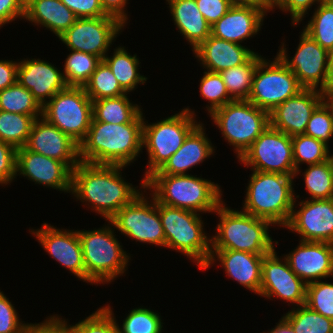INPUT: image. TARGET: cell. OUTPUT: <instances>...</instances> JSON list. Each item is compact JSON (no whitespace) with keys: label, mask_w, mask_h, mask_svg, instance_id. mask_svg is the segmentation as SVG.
Here are the masks:
<instances>
[{"label":"cell","mask_w":333,"mask_h":333,"mask_svg":"<svg viewBox=\"0 0 333 333\" xmlns=\"http://www.w3.org/2000/svg\"><path fill=\"white\" fill-rule=\"evenodd\" d=\"M123 168L125 166L80 162L72 170L70 193L77 201L85 202L84 205H88L92 211L109 221L143 192L125 181L121 172Z\"/></svg>","instance_id":"obj_1"},{"label":"cell","mask_w":333,"mask_h":333,"mask_svg":"<svg viewBox=\"0 0 333 333\" xmlns=\"http://www.w3.org/2000/svg\"><path fill=\"white\" fill-rule=\"evenodd\" d=\"M144 116L131 123L92 121L86 138L79 144L80 162L96 165L129 166L142 152Z\"/></svg>","instance_id":"obj_2"},{"label":"cell","mask_w":333,"mask_h":333,"mask_svg":"<svg viewBox=\"0 0 333 333\" xmlns=\"http://www.w3.org/2000/svg\"><path fill=\"white\" fill-rule=\"evenodd\" d=\"M197 175L152 174L145 180V190L161 204L196 213L215 212L224 202L220 185Z\"/></svg>","instance_id":"obj_3"},{"label":"cell","mask_w":333,"mask_h":333,"mask_svg":"<svg viewBox=\"0 0 333 333\" xmlns=\"http://www.w3.org/2000/svg\"><path fill=\"white\" fill-rule=\"evenodd\" d=\"M295 176L252 170L241 211L285 227L294 207ZM296 195V197H295Z\"/></svg>","instance_id":"obj_4"},{"label":"cell","mask_w":333,"mask_h":333,"mask_svg":"<svg viewBox=\"0 0 333 333\" xmlns=\"http://www.w3.org/2000/svg\"><path fill=\"white\" fill-rule=\"evenodd\" d=\"M219 218L211 249H228L266 255L278 245L269 234L270 221L228 208L223 202L214 212Z\"/></svg>","instance_id":"obj_5"},{"label":"cell","mask_w":333,"mask_h":333,"mask_svg":"<svg viewBox=\"0 0 333 333\" xmlns=\"http://www.w3.org/2000/svg\"><path fill=\"white\" fill-rule=\"evenodd\" d=\"M108 223L98 229L77 230L83 251L85 282L90 285L109 284L123 276L131 260V255L120 245L113 224Z\"/></svg>","instance_id":"obj_6"},{"label":"cell","mask_w":333,"mask_h":333,"mask_svg":"<svg viewBox=\"0 0 333 333\" xmlns=\"http://www.w3.org/2000/svg\"><path fill=\"white\" fill-rule=\"evenodd\" d=\"M165 248L184 254L202 270L211 255V239L199 213L158 203Z\"/></svg>","instance_id":"obj_7"},{"label":"cell","mask_w":333,"mask_h":333,"mask_svg":"<svg viewBox=\"0 0 333 333\" xmlns=\"http://www.w3.org/2000/svg\"><path fill=\"white\" fill-rule=\"evenodd\" d=\"M189 107L181 109L157 123L143 122L142 148H146L148 165L141 180L140 189H145V180L157 172L182 146L188 134L200 123L196 113Z\"/></svg>","instance_id":"obj_8"},{"label":"cell","mask_w":333,"mask_h":333,"mask_svg":"<svg viewBox=\"0 0 333 333\" xmlns=\"http://www.w3.org/2000/svg\"><path fill=\"white\" fill-rule=\"evenodd\" d=\"M208 115L238 159L270 125L269 112L249 100H233Z\"/></svg>","instance_id":"obj_9"},{"label":"cell","mask_w":333,"mask_h":333,"mask_svg":"<svg viewBox=\"0 0 333 333\" xmlns=\"http://www.w3.org/2000/svg\"><path fill=\"white\" fill-rule=\"evenodd\" d=\"M42 117L80 144L93 119L92 100L83 87L67 86L42 107Z\"/></svg>","instance_id":"obj_10"},{"label":"cell","mask_w":333,"mask_h":333,"mask_svg":"<svg viewBox=\"0 0 333 333\" xmlns=\"http://www.w3.org/2000/svg\"><path fill=\"white\" fill-rule=\"evenodd\" d=\"M303 89L293 72L276 55L273 61L262 58L258 63L247 100L270 112Z\"/></svg>","instance_id":"obj_11"},{"label":"cell","mask_w":333,"mask_h":333,"mask_svg":"<svg viewBox=\"0 0 333 333\" xmlns=\"http://www.w3.org/2000/svg\"><path fill=\"white\" fill-rule=\"evenodd\" d=\"M299 37L300 42L292 59L288 57V50L283 42L277 56L293 72L303 88L328 93L333 88L328 73L329 52L304 31Z\"/></svg>","instance_id":"obj_12"},{"label":"cell","mask_w":333,"mask_h":333,"mask_svg":"<svg viewBox=\"0 0 333 333\" xmlns=\"http://www.w3.org/2000/svg\"><path fill=\"white\" fill-rule=\"evenodd\" d=\"M144 192L120 209L109 221L121 234L139 243L165 247L166 240L158 211V202ZM146 197V198H145Z\"/></svg>","instance_id":"obj_13"},{"label":"cell","mask_w":333,"mask_h":333,"mask_svg":"<svg viewBox=\"0 0 333 333\" xmlns=\"http://www.w3.org/2000/svg\"><path fill=\"white\" fill-rule=\"evenodd\" d=\"M238 161L251 170L294 176L292 137L269 125Z\"/></svg>","instance_id":"obj_14"},{"label":"cell","mask_w":333,"mask_h":333,"mask_svg":"<svg viewBox=\"0 0 333 333\" xmlns=\"http://www.w3.org/2000/svg\"><path fill=\"white\" fill-rule=\"evenodd\" d=\"M124 25L111 15L97 18H77L75 23L59 38L68 50L89 53L102 60L116 41ZM123 29V30H122Z\"/></svg>","instance_id":"obj_15"},{"label":"cell","mask_w":333,"mask_h":333,"mask_svg":"<svg viewBox=\"0 0 333 333\" xmlns=\"http://www.w3.org/2000/svg\"><path fill=\"white\" fill-rule=\"evenodd\" d=\"M306 287L307 284L290 269L285 257L277 256L275 249L264 255L259 296L279 298L298 307L305 305Z\"/></svg>","instance_id":"obj_16"},{"label":"cell","mask_w":333,"mask_h":333,"mask_svg":"<svg viewBox=\"0 0 333 333\" xmlns=\"http://www.w3.org/2000/svg\"><path fill=\"white\" fill-rule=\"evenodd\" d=\"M296 201L295 199L290 219L284 228L300 235L301 241L333 244V198L303 199L298 201V210Z\"/></svg>","instance_id":"obj_17"},{"label":"cell","mask_w":333,"mask_h":333,"mask_svg":"<svg viewBox=\"0 0 333 333\" xmlns=\"http://www.w3.org/2000/svg\"><path fill=\"white\" fill-rule=\"evenodd\" d=\"M29 232L53 260L85 282L83 251L77 230L57 229L44 222L39 229H29Z\"/></svg>","instance_id":"obj_18"},{"label":"cell","mask_w":333,"mask_h":333,"mask_svg":"<svg viewBox=\"0 0 333 333\" xmlns=\"http://www.w3.org/2000/svg\"><path fill=\"white\" fill-rule=\"evenodd\" d=\"M326 99V93L303 89L269 112L270 126L289 136L304 134L314 110Z\"/></svg>","instance_id":"obj_19"},{"label":"cell","mask_w":333,"mask_h":333,"mask_svg":"<svg viewBox=\"0 0 333 333\" xmlns=\"http://www.w3.org/2000/svg\"><path fill=\"white\" fill-rule=\"evenodd\" d=\"M71 174L72 171L63 162L32 152L26 147L17 149L16 176L21 175L35 184L70 193Z\"/></svg>","instance_id":"obj_20"},{"label":"cell","mask_w":333,"mask_h":333,"mask_svg":"<svg viewBox=\"0 0 333 333\" xmlns=\"http://www.w3.org/2000/svg\"><path fill=\"white\" fill-rule=\"evenodd\" d=\"M25 147L63 162L71 171L80 163L79 144L42 116L34 121Z\"/></svg>","instance_id":"obj_21"},{"label":"cell","mask_w":333,"mask_h":333,"mask_svg":"<svg viewBox=\"0 0 333 333\" xmlns=\"http://www.w3.org/2000/svg\"><path fill=\"white\" fill-rule=\"evenodd\" d=\"M290 269L306 284L333 278V244L301 241L296 249L284 255Z\"/></svg>","instance_id":"obj_22"},{"label":"cell","mask_w":333,"mask_h":333,"mask_svg":"<svg viewBox=\"0 0 333 333\" xmlns=\"http://www.w3.org/2000/svg\"><path fill=\"white\" fill-rule=\"evenodd\" d=\"M17 82L29 90L42 107L67 87L62 71L52 63L35 58L19 61Z\"/></svg>","instance_id":"obj_23"},{"label":"cell","mask_w":333,"mask_h":333,"mask_svg":"<svg viewBox=\"0 0 333 333\" xmlns=\"http://www.w3.org/2000/svg\"><path fill=\"white\" fill-rule=\"evenodd\" d=\"M217 258V259H216ZM264 255L228 249H211L210 258L202 270L221 264L226 275L242 287L259 295L261 287L262 262Z\"/></svg>","instance_id":"obj_24"},{"label":"cell","mask_w":333,"mask_h":333,"mask_svg":"<svg viewBox=\"0 0 333 333\" xmlns=\"http://www.w3.org/2000/svg\"><path fill=\"white\" fill-rule=\"evenodd\" d=\"M269 12L268 8L231 6L227 13L211 26V35L241 44L260 33L264 17Z\"/></svg>","instance_id":"obj_25"},{"label":"cell","mask_w":333,"mask_h":333,"mask_svg":"<svg viewBox=\"0 0 333 333\" xmlns=\"http://www.w3.org/2000/svg\"><path fill=\"white\" fill-rule=\"evenodd\" d=\"M214 148L201 122L188 134L182 146L153 174L187 175L188 169L214 155Z\"/></svg>","instance_id":"obj_26"},{"label":"cell","mask_w":333,"mask_h":333,"mask_svg":"<svg viewBox=\"0 0 333 333\" xmlns=\"http://www.w3.org/2000/svg\"><path fill=\"white\" fill-rule=\"evenodd\" d=\"M193 53L207 71L220 73L244 64L256 52L241 44L210 35L193 50Z\"/></svg>","instance_id":"obj_27"},{"label":"cell","mask_w":333,"mask_h":333,"mask_svg":"<svg viewBox=\"0 0 333 333\" xmlns=\"http://www.w3.org/2000/svg\"><path fill=\"white\" fill-rule=\"evenodd\" d=\"M43 26L60 38L77 17L61 0H29L25 4L24 20Z\"/></svg>","instance_id":"obj_28"},{"label":"cell","mask_w":333,"mask_h":333,"mask_svg":"<svg viewBox=\"0 0 333 333\" xmlns=\"http://www.w3.org/2000/svg\"><path fill=\"white\" fill-rule=\"evenodd\" d=\"M178 32L186 39L192 51L211 35V25L200 13L196 0H166Z\"/></svg>","instance_id":"obj_29"},{"label":"cell","mask_w":333,"mask_h":333,"mask_svg":"<svg viewBox=\"0 0 333 333\" xmlns=\"http://www.w3.org/2000/svg\"><path fill=\"white\" fill-rule=\"evenodd\" d=\"M113 50V56L109 57L107 53L103 60L111 68L121 88L129 94L137 88L138 84L144 85L147 77L138 72L141 62L136 54L132 56L123 46Z\"/></svg>","instance_id":"obj_30"},{"label":"cell","mask_w":333,"mask_h":333,"mask_svg":"<svg viewBox=\"0 0 333 333\" xmlns=\"http://www.w3.org/2000/svg\"><path fill=\"white\" fill-rule=\"evenodd\" d=\"M128 93L118 96L92 101L93 119L112 124L131 123L141 112L138 104H133Z\"/></svg>","instance_id":"obj_31"},{"label":"cell","mask_w":333,"mask_h":333,"mask_svg":"<svg viewBox=\"0 0 333 333\" xmlns=\"http://www.w3.org/2000/svg\"><path fill=\"white\" fill-rule=\"evenodd\" d=\"M263 57L254 53L244 64L220 72L226 89L233 100H247L257 65Z\"/></svg>","instance_id":"obj_32"},{"label":"cell","mask_w":333,"mask_h":333,"mask_svg":"<svg viewBox=\"0 0 333 333\" xmlns=\"http://www.w3.org/2000/svg\"><path fill=\"white\" fill-rule=\"evenodd\" d=\"M0 110L11 113L42 116V106L33 94L18 82L0 91Z\"/></svg>","instance_id":"obj_33"},{"label":"cell","mask_w":333,"mask_h":333,"mask_svg":"<svg viewBox=\"0 0 333 333\" xmlns=\"http://www.w3.org/2000/svg\"><path fill=\"white\" fill-rule=\"evenodd\" d=\"M35 120L30 115L0 110V140L16 149L25 147Z\"/></svg>","instance_id":"obj_34"},{"label":"cell","mask_w":333,"mask_h":333,"mask_svg":"<svg viewBox=\"0 0 333 333\" xmlns=\"http://www.w3.org/2000/svg\"><path fill=\"white\" fill-rule=\"evenodd\" d=\"M63 65L67 86L84 87L102 59L98 56L70 50Z\"/></svg>","instance_id":"obj_35"},{"label":"cell","mask_w":333,"mask_h":333,"mask_svg":"<svg viewBox=\"0 0 333 333\" xmlns=\"http://www.w3.org/2000/svg\"><path fill=\"white\" fill-rule=\"evenodd\" d=\"M295 178L300 174L302 164H317L329 160L330 146L305 134L292 136ZM301 164V165H300Z\"/></svg>","instance_id":"obj_36"},{"label":"cell","mask_w":333,"mask_h":333,"mask_svg":"<svg viewBox=\"0 0 333 333\" xmlns=\"http://www.w3.org/2000/svg\"><path fill=\"white\" fill-rule=\"evenodd\" d=\"M295 333H333V320L306 305L292 308L282 316Z\"/></svg>","instance_id":"obj_37"},{"label":"cell","mask_w":333,"mask_h":333,"mask_svg":"<svg viewBox=\"0 0 333 333\" xmlns=\"http://www.w3.org/2000/svg\"><path fill=\"white\" fill-rule=\"evenodd\" d=\"M316 6L310 21L302 30L330 52L333 50V7L326 1Z\"/></svg>","instance_id":"obj_38"},{"label":"cell","mask_w":333,"mask_h":333,"mask_svg":"<svg viewBox=\"0 0 333 333\" xmlns=\"http://www.w3.org/2000/svg\"><path fill=\"white\" fill-rule=\"evenodd\" d=\"M83 88L92 101L127 94L104 60L98 64Z\"/></svg>","instance_id":"obj_39"},{"label":"cell","mask_w":333,"mask_h":333,"mask_svg":"<svg viewBox=\"0 0 333 333\" xmlns=\"http://www.w3.org/2000/svg\"><path fill=\"white\" fill-rule=\"evenodd\" d=\"M302 173L306 191L310 194L309 199L333 198V179L329 160L307 165Z\"/></svg>","instance_id":"obj_40"},{"label":"cell","mask_w":333,"mask_h":333,"mask_svg":"<svg viewBox=\"0 0 333 333\" xmlns=\"http://www.w3.org/2000/svg\"><path fill=\"white\" fill-rule=\"evenodd\" d=\"M163 324L161 316L154 310L138 307L129 311L118 330L119 333H162Z\"/></svg>","instance_id":"obj_41"},{"label":"cell","mask_w":333,"mask_h":333,"mask_svg":"<svg viewBox=\"0 0 333 333\" xmlns=\"http://www.w3.org/2000/svg\"><path fill=\"white\" fill-rule=\"evenodd\" d=\"M200 96L208 100L206 108L209 114L233 101L230 97L220 73L204 71L199 85Z\"/></svg>","instance_id":"obj_42"},{"label":"cell","mask_w":333,"mask_h":333,"mask_svg":"<svg viewBox=\"0 0 333 333\" xmlns=\"http://www.w3.org/2000/svg\"><path fill=\"white\" fill-rule=\"evenodd\" d=\"M110 304L98 308L97 311L70 325L75 333H119L118 323Z\"/></svg>","instance_id":"obj_43"},{"label":"cell","mask_w":333,"mask_h":333,"mask_svg":"<svg viewBox=\"0 0 333 333\" xmlns=\"http://www.w3.org/2000/svg\"><path fill=\"white\" fill-rule=\"evenodd\" d=\"M305 305L333 320V283L322 280L308 283Z\"/></svg>","instance_id":"obj_44"},{"label":"cell","mask_w":333,"mask_h":333,"mask_svg":"<svg viewBox=\"0 0 333 333\" xmlns=\"http://www.w3.org/2000/svg\"><path fill=\"white\" fill-rule=\"evenodd\" d=\"M304 134L329 146L328 143L333 137V109L326 100L312 113Z\"/></svg>","instance_id":"obj_45"},{"label":"cell","mask_w":333,"mask_h":333,"mask_svg":"<svg viewBox=\"0 0 333 333\" xmlns=\"http://www.w3.org/2000/svg\"><path fill=\"white\" fill-rule=\"evenodd\" d=\"M14 305L0 290V333H22L31 323L19 319Z\"/></svg>","instance_id":"obj_46"},{"label":"cell","mask_w":333,"mask_h":333,"mask_svg":"<svg viewBox=\"0 0 333 333\" xmlns=\"http://www.w3.org/2000/svg\"><path fill=\"white\" fill-rule=\"evenodd\" d=\"M16 152L12 145L0 140V184L10 185L16 178Z\"/></svg>","instance_id":"obj_47"},{"label":"cell","mask_w":333,"mask_h":333,"mask_svg":"<svg viewBox=\"0 0 333 333\" xmlns=\"http://www.w3.org/2000/svg\"><path fill=\"white\" fill-rule=\"evenodd\" d=\"M77 18H97L108 16L100 0H61Z\"/></svg>","instance_id":"obj_48"},{"label":"cell","mask_w":333,"mask_h":333,"mask_svg":"<svg viewBox=\"0 0 333 333\" xmlns=\"http://www.w3.org/2000/svg\"><path fill=\"white\" fill-rule=\"evenodd\" d=\"M325 0H283L276 8L281 11L289 12L291 15V23L293 26H297L305 15L308 14L310 8L323 2Z\"/></svg>","instance_id":"obj_49"},{"label":"cell","mask_w":333,"mask_h":333,"mask_svg":"<svg viewBox=\"0 0 333 333\" xmlns=\"http://www.w3.org/2000/svg\"><path fill=\"white\" fill-rule=\"evenodd\" d=\"M198 9L212 26L221 19L231 7L228 0H196Z\"/></svg>","instance_id":"obj_50"},{"label":"cell","mask_w":333,"mask_h":333,"mask_svg":"<svg viewBox=\"0 0 333 333\" xmlns=\"http://www.w3.org/2000/svg\"><path fill=\"white\" fill-rule=\"evenodd\" d=\"M25 4L22 0H0V29L3 25L24 19Z\"/></svg>","instance_id":"obj_51"},{"label":"cell","mask_w":333,"mask_h":333,"mask_svg":"<svg viewBox=\"0 0 333 333\" xmlns=\"http://www.w3.org/2000/svg\"><path fill=\"white\" fill-rule=\"evenodd\" d=\"M66 320L57 314L48 316L42 323H34V333H75Z\"/></svg>","instance_id":"obj_52"},{"label":"cell","mask_w":333,"mask_h":333,"mask_svg":"<svg viewBox=\"0 0 333 333\" xmlns=\"http://www.w3.org/2000/svg\"><path fill=\"white\" fill-rule=\"evenodd\" d=\"M19 60H0V91L17 82Z\"/></svg>","instance_id":"obj_53"},{"label":"cell","mask_w":333,"mask_h":333,"mask_svg":"<svg viewBox=\"0 0 333 333\" xmlns=\"http://www.w3.org/2000/svg\"><path fill=\"white\" fill-rule=\"evenodd\" d=\"M104 11L113 17L118 18L124 25L127 24L128 15L125 10L129 0H100Z\"/></svg>","instance_id":"obj_54"},{"label":"cell","mask_w":333,"mask_h":333,"mask_svg":"<svg viewBox=\"0 0 333 333\" xmlns=\"http://www.w3.org/2000/svg\"><path fill=\"white\" fill-rule=\"evenodd\" d=\"M276 324L270 331H264L263 333H295L291 325L283 317Z\"/></svg>","instance_id":"obj_55"},{"label":"cell","mask_w":333,"mask_h":333,"mask_svg":"<svg viewBox=\"0 0 333 333\" xmlns=\"http://www.w3.org/2000/svg\"><path fill=\"white\" fill-rule=\"evenodd\" d=\"M231 6H250L258 8H267L263 0H228Z\"/></svg>","instance_id":"obj_56"},{"label":"cell","mask_w":333,"mask_h":333,"mask_svg":"<svg viewBox=\"0 0 333 333\" xmlns=\"http://www.w3.org/2000/svg\"><path fill=\"white\" fill-rule=\"evenodd\" d=\"M283 0H263L264 5L273 11Z\"/></svg>","instance_id":"obj_57"},{"label":"cell","mask_w":333,"mask_h":333,"mask_svg":"<svg viewBox=\"0 0 333 333\" xmlns=\"http://www.w3.org/2000/svg\"><path fill=\"white\" fill-rule=\"evenodd\" d=\"M328 73H329V76H330V80L333 83V50H331L329 52Z\"/></svg>","instance_id":"obj_58"},{"label":"cell","mask_w":333,"mask_h":333,"mask_svg":"<svg viewBox=\"0 0 333 333\" xmlns=\"http://www.w3.org/2000/svg\"><path fill=\"white\" fill-rule=\"evenodd\" d=\"M325 100L332 106L333 109V88L328 93H326Z\"/></svg>","instance_id":"obj_59"},{"label":"cell","mask_w":333,"mask_h":333,"mask_svg":"<svg viewBox=\"0 0 333 333\" xmlns=\"http://www.w3.org/2000/svg\"><path fill=\"white\" fill-rule=\"evenodd\" d=\"M22 333H34V324L31 323Z\"/></svg>","instance_id":"obj_60"},{"label":"cell","mask_w":333,"mask_h":333,"mask_svg":"<svg viewBox=\"0 0 333 333\" xmlns=\"http://www.w3.org/2000/svg\"><path fill=\"white\" fill-rule=\"evenodd\" d=\"M330 165H331L332 179H333V154H330Z\"/></svg>","instance_id":"obj_61"},{"label":"cell","mask_w":333,"mask_h":333,"mask_svg":"<svg viewBox=\"0 0 333 333\" xmlns=\"http://www.w3.org/2000/svg\"><path fill=\"white\" fill-rule=\"evenodd\" d=\"M325 1L333 7V0H325Z\"/></svg>","instance_id":"obj_62"},{"label":"cell","mask_w":333,"mask_h":333,"mask_svg":"<svg viewBox=\"0 0 333 333\" xmlns=\"http://www.w3.org/2000/svg\"><path fill=\"white\" fill-rule=\"evenodd\" d=\"M28 1H29V0H22V2H23L24 4H26Z\"/></svg>","instance_id":"obj_63"}]
</instances>
